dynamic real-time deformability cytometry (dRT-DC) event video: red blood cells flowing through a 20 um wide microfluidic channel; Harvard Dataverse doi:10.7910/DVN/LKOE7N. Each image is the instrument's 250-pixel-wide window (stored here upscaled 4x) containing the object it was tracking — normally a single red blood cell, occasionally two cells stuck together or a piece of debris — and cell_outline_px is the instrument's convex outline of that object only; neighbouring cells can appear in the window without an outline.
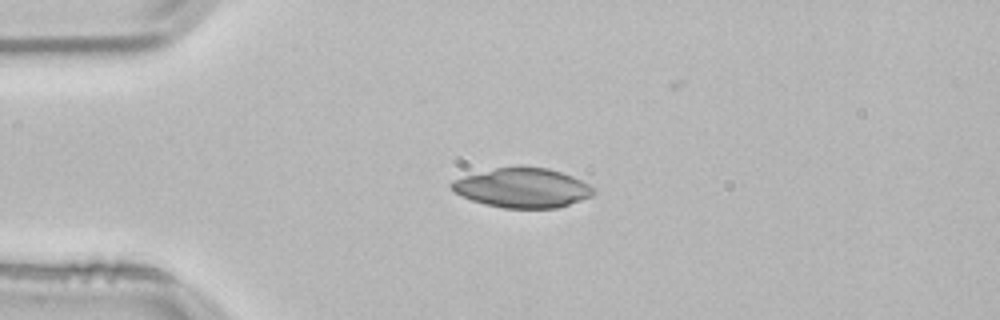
{"species": "common noctule bat (a hibernating species)", "species_latin": "Nyctalus noctula", "temperature_condition": "room temperature", "stored_images_in_passage": 31, "camera_frame_rate_fps": 3000, "um_per_image_px": 0.085, "animal": {"sex": "male", "body_mass_g": 21.5, "forearm_length_mm": 52.0}, "frame": {"image": 1, "passage_image": 1, "time_ms": 0.0, "image_size_px": [1000, 320], "cell_outline_px": [[596, 192], [592, 196], [556, 208], [504, 208], [484, 204], [472, 200], [456, 192], [448, 184], [452, 180], [464, 176], [496, 168], [520, 164], [548, 168], [572, 176], [596, 188]], "centroid_in_image_um": [44.42, 15.94], "position_along_channel_um": 40.6, "area_um2": 32.89}}